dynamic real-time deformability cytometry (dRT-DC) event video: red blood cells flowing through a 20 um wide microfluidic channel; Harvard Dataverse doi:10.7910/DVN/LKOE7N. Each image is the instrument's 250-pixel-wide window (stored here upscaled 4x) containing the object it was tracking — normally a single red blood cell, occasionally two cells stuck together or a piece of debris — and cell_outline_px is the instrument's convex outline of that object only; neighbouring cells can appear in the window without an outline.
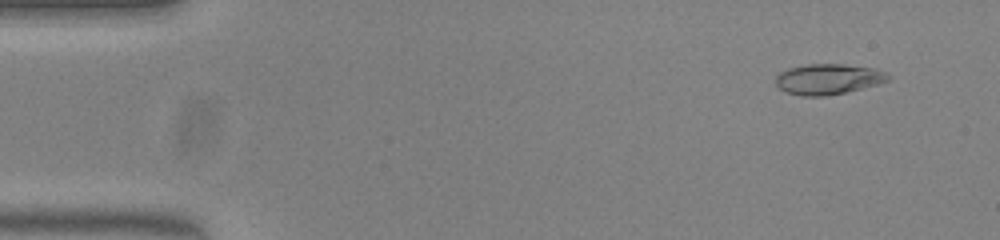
{"species": "common noctule bat (a hibernating species)", "species_latin": "Nyctalus noctula", "temperature_condition": "warm", "stored_images_in_passage": 51, "camera_frame_rate_fps": 3000, "um_per_image_px": 0.085, "animal": {"sex": "female", "body_mass_g": 23.0, "forearm_length_mm": 53.4}, "frame": {"image": 1, "passage_image": 4, "time_ms": 1.0, "image_size_px": [1000, 240], "cell_outline_px": [[892, 76], [888, 80], [876, 84], [844, 92], [824, 96], [800, 96], [788, 92], [780, 88], [776, 84], [776, 76], [780, 72], [788, 68], [804, 64], [844, 64], [876, 68]], "centroid_in_image_um": [70.38, 6.71], "position_along_channel_um": 14.6, "area_um2": 19.88}}
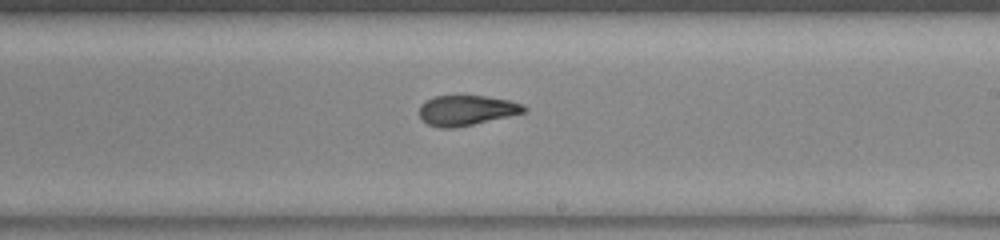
{"frame": {"image": 2, "passage_image": 30, "time_ms": 9.667, "image_size_px": [1000, 240], "cell_outline_px": [[528, 108], [524, 112], [508, 116], [472, 124], [452, 128], [440, 128], [428, 124], [420, 116], [420, 104], [436, 96], [484, 96], [508, 100], [520, 104]], "centroid_in_image_um": [39.63, 9.38], "position_along_channel_um": 249.4, "area_um2": 17.92}}
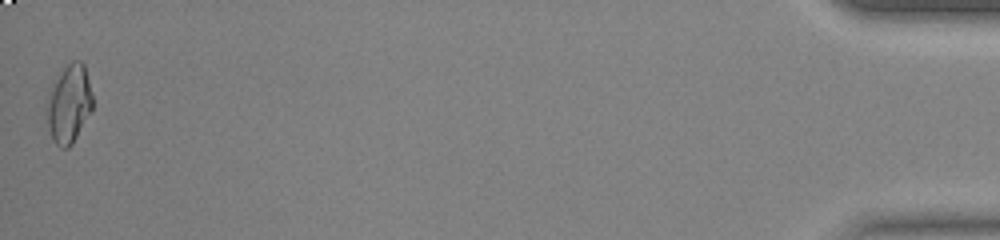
{"frame": {"image": 3, "passage_image": 51, "time_ms": 16.667, "image_size_px": [1000, 240], "cell_outline_px": [[92, 108], [72, 144], [68, 148], [60, 148], [52, 140], [48, 128], [44, 104], [52, 84], [60, 72], [72, 60], [80, 60], [84, 64], [92, 92]], "centroid_in_image_um": [5.82, 8.83], "position_along_channel_um": 429.4, "area_um2": 21.1}, "authors_computed_cell_mechanics": {"area_um2": 19.1896, "velocity_mm_per_s": 3.9839, "shape_relaxation_time_tau1_ms": 8.2397, "shape_relaxation_time_tau2_ms": 1.2239, "deformation_change_tau1": 0.2745, "deformation_change_tau2": 0.0764}}